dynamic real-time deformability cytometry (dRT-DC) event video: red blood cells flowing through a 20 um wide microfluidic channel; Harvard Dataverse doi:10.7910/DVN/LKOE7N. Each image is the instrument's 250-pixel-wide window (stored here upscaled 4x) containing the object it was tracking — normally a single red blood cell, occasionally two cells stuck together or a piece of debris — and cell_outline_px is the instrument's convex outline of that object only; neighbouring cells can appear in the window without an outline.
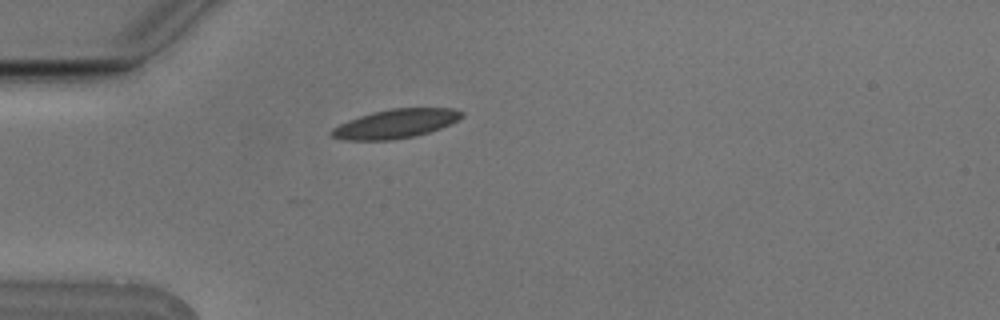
{"species": "Egyptian fruit bat (a non-hibernating species)", "species_latin": "Rousettus aegyptiacus", "temperature_condition": "cold", "stored_images_in_passage": 1, "camera_frame_rate_fps": 3000, "um_per_image_px": 0.085, "animal": {"sex": "male"}, "frame": {"image": 1, "passage_image": 1, "time_ms": 0.0, "image_size_px": [1000, 320], "cell_outline_px": [[464, 116], [440, 128], [428, 132], [412, 136], [388, 140], [344, 140], [332, 136], [328, 132], [332, 128], [348, 120], [372, 112], [392, 108], [452, 108], [464, 112]], "centroid_in_image_um": [33.59, 10.51], "position_along_channel_um": 51.4, "area_um2": 21.73}}